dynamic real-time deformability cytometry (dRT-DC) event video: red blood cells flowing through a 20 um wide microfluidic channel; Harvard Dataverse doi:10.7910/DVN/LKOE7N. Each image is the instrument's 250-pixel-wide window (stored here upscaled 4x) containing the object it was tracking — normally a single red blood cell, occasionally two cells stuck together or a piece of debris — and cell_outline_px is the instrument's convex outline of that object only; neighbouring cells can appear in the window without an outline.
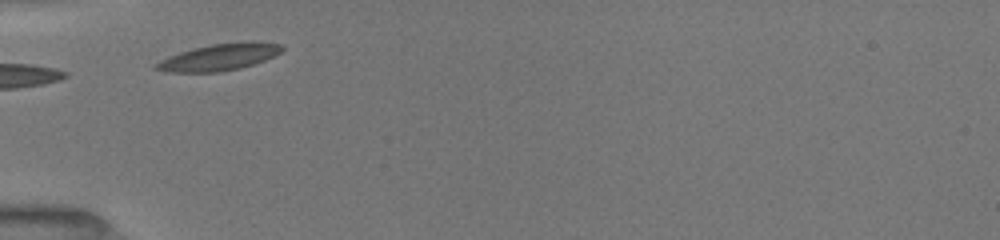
{"species": "common noctule bat (a hibernating species)", "species_latin": "Nyctalus noctula", "temperature_condition": "room temperature", "stored_images_in_passage": 3, "camera_frame_rate_fps": 3000, "um_per_image_px": 0.085, "animal": {"sex": "female", "body_mass_g": 19.5, "forearm_length_mm": 54.1}, "frame": {"image": 1, "passage_image": 1, "time_ms": 0.0, "image_size_px": [1000, 240], "cell_outline_px": [[284, 48], [280, 52], [264, 60], [240, 68], [220, 72], [168, 72], [152, 68], [160, 60], [180, 52], [192, 48], [212, 44], [248, 40], [252, 40], [280, 44]], "centroid_in_image_um": [18.64, 4.84], "position_along_channel_um": 66.4, "area_um2": 19.59}}
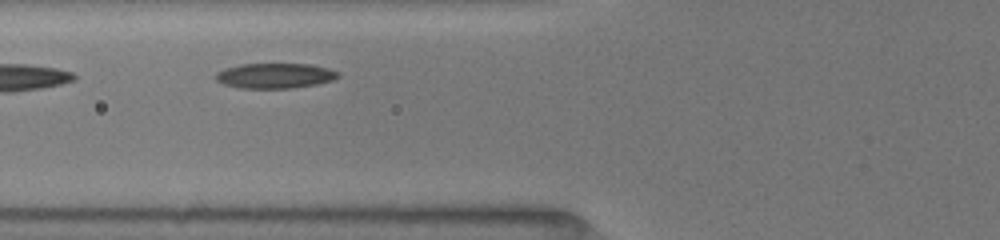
{"frame": {"image": 2, "passage_image": 2, "time_ms": 1.0, "image_size_px": [1000, 240], "cell_outline_px": [[340, 76], [332, 80], [316, 84], [292, 88], [240, 88], [224, 84], [216, 80], [216, 72], [224, 68], [240, 64], [308, 64], [328, 68], [340, 72]], "centroid_in_image_um": [23.37, 6.43], "position_along_channel_um": 102.4, "area_um2": 17.92}}